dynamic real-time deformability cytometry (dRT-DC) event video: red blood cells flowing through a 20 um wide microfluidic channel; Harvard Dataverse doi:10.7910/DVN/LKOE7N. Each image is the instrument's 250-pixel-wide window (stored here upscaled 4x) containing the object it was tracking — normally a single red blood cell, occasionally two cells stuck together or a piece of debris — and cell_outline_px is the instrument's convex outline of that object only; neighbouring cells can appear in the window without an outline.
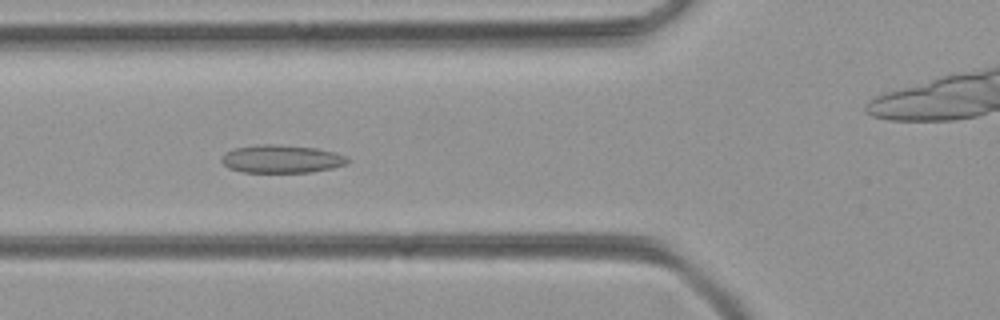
{"species": "common noctule bat (a hibernating species)", "species_latin": "Nyctalus noctula", "temperature_condition": "room temperature", "stored_images_in_passage": 39, "camera_frame_rate_fps": 3000, "um_per_image_px": 0.085, "animal": {"sex": "female", "body_mass_g": 21.9}, "frame": {"image": 1, "passage_image": 6, "time_ms": 1.667, "image_size_px": [1000, 320], "cell_outline_px": [[348, 164], [332, 168], [312, 172], [244, 172], [228, 168], [220, 160], [224, 152], [232, 148], [256, 144], [276, 144], [316, 148], [348, 156]], "centroid_in_image_um": [23.9, 13.5], "position_along_channel_um": 101.9, "area_um2": 20.75}}
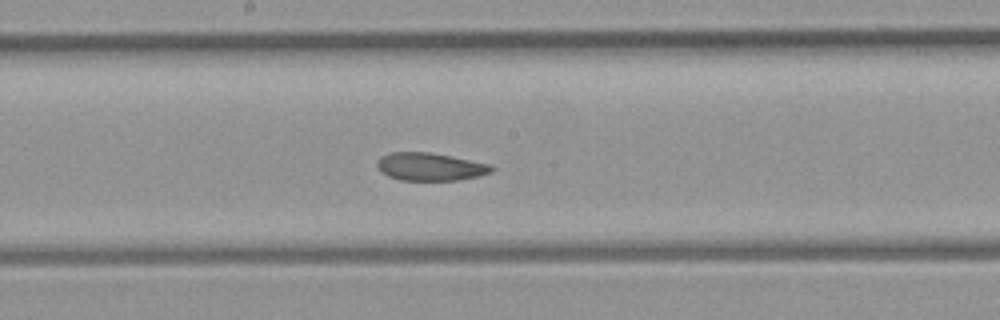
{"frame": {"image": 2, "passage_image": 14, "time_ms": 4.333, "image_size_px": [1000, 320], "cell_outline_px": [[496, 168], [492, 172], [476, 176], [456, 180], [400, 180], [388, 176], [380, 172], [376, 164], [376, 160], [380, 156], [388, 152], [428, 152], [452, 156], [492, 164]], "centroid_in_image_um": [36.54, 14.16], "position_along_channel_um": 211.7, "area_um2": 18.79}}
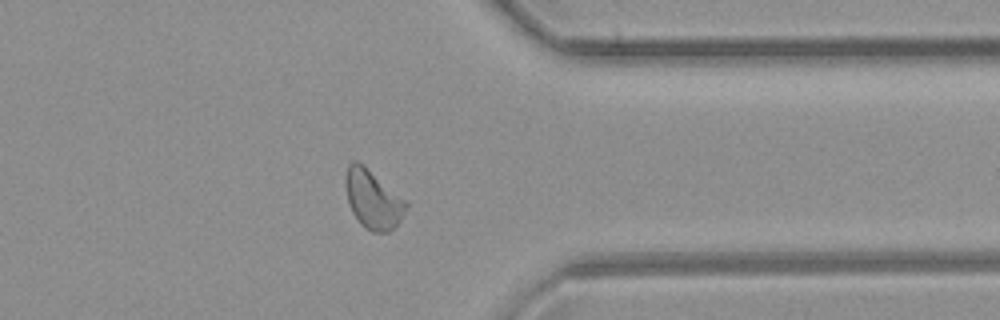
{"frame": {"image": 3, "passage_image": 27, "time_ms": 8.667, "image_size_px": [1000, 320], "cell_outline_px": [[408, 204], [400, 220], [388, 232], [372, 232], [364, 228], [360, 224], [352, 212], [348, 204], [344, 184], [344, 176], [348, 164], [352, 160], [356, 160], [364, 164], [408, 200]], "centroid_in_image_um": [31.67, 16.89], "position_along_channel_um": 379.7, "area_um2": 21.27}}